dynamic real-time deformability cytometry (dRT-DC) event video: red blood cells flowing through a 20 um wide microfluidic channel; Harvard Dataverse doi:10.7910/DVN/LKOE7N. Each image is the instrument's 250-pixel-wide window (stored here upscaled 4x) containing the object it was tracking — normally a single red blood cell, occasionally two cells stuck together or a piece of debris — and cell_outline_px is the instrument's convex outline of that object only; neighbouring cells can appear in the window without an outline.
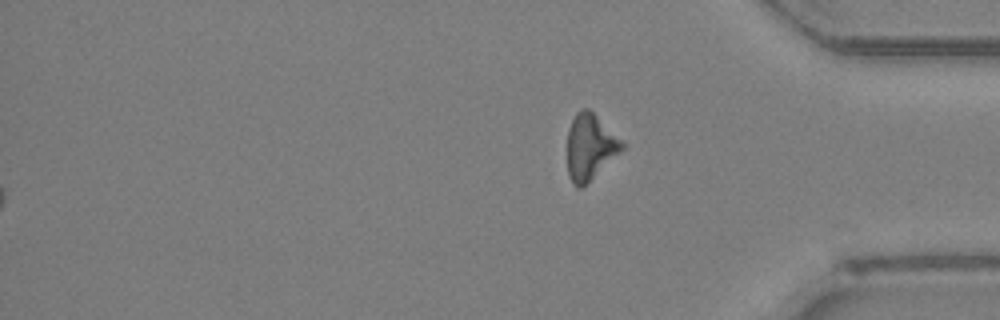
{"species": "Egyptian fruit bat (a non-hibernating species)", "species_latin": "Rousettus aegyptiacus", "temperature_condition": "room temperature", "stored_images_in_passage": 43, "segment_of_instrument_passage": [2, 2], "camera_frame_rate_fps": 3000, "um_per_image_px": 0.085, "animal": {"sex": "female"}, "frame": {"image": 1, "passage_image": 43, "time_ms": 14.0, "image_size_px": [1000, 320], "cell_outline_px": [[624, 148], [620, 152], [580, 188], [576, 188], [572, 184], [568, 176], [568, 128], [576, 112], [584, 108], [588, 108], [624, 144]], "centroid_in_image_um": [50.11, 12.49], "position_along_channel_um": 385.1, "area_um2": 20.29}}